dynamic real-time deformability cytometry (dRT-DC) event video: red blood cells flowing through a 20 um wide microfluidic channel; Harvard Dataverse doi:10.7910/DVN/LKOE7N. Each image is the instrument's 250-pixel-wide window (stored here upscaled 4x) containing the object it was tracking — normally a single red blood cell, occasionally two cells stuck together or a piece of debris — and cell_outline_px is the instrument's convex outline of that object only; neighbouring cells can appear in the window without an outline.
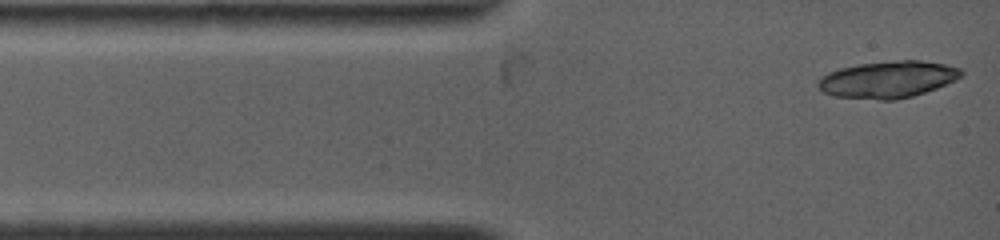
{"species": "common noctule bat (a hibernating species)", "species_latin": "Nyctalus noctula", "temperature_condition": "warm", "stored_images_in_passage": 4, "camera_frame_rate_fps": 4500, "um_per_image_px": 0.085, "animal": {"sex": "female", "body_mass_g": 19.0, "forearm_length_mm": 53.3}, "frame": {"image": 1, "passage_image": 1, "time_ms": 0.0, "image_size_px": [1000, 240], "cell_outline_px": [[964, 76], [956, 80], [936, 88], [912, 96], [896, 100], [880, 100], [836, 96], [824, 92], [816, 84], [820, 76], [828, 72], [840, 68], [860, 64], [896, 60], [920, 60], [944, 64], [960, 68], [964, 72]], "centroid_in_image_um": [75.48, 6.75], "position_along_channel_um": 9.5, "area_um2": 30.75}}